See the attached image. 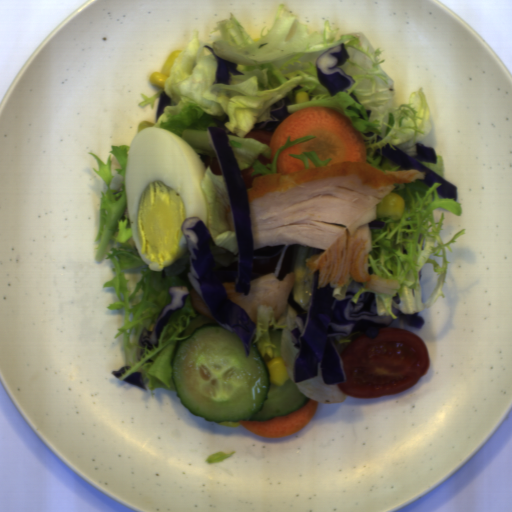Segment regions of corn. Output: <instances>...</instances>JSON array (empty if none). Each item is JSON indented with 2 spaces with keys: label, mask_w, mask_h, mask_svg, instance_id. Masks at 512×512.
<instances>
[{
  "label": "corn",
  "mask_w": 512,
  "mask_h": 512,
  "mask_svg": "<svg viewBox=\"0 0 512 512\" xmlns=\"http://www.w3.org/2000/svg\"><path fill=\"white\" fill-rule=\"evenodd\" d=\"M405 199L398 193H389L376 206L377 214L389 216L391 219H401L405 212Z\"/></svg>",
  "instance_id": "obj_1"
},
{
  "label": "corn",
  "mask_w": 512,
  "mask_h": 512,
  "mask_svg": "<svg viewBox=\"0 0 512 512\" xmlns=\"http://www.w3.org/2000/svg\"><path fill=\"white\" fill-rule=\"evenodd\" d=\"M266 370L269 374L270 384L283 386L284 382L288 379V369L284 363L282 356L273 357L266 363Z\"/></svg>",
  "instance_id": "obj_2"
},
{
  "label": "corn",
  "mask_w": 512,
  "mask_h": 512,
  "mask_svg": "<svg viewBox=\"0 0 512 512\" xmlns=\"http://www.w3.org/2000/svg\"><path fill=\"white\" fill-rule=\"evenodd\" d=\"M183 50H176L174 52H171L168 56L161 72H154L150 76V83L154 86L158 87L161 90H165L167 80L169 77V74L171 72V69L176 61V59L182 55Z\"/></svg>",
  "instance_id": "obj_3"
},
{
  "label": "corn",
  "mask_w": 512,
  "mask_h": 512,
  "mask_svg": "<svg viewBox=\"0 0 512 512\" xmlns=\"http://www.w3.org/2000/svg\"><path fill=\"white\" fill-rule=\"evenodd\" d=\"M296 103H306L309 101V93L298 91L295 94Z\"/></svg>",
  "instance_id": "obj_4"
},
{
  "label": "corn",
  "mask_w": 512,
  "mask_h": 512,
  "mask_svg": "<svg viewBox=\"0 0 512 512\" xmlns=\"http://www.w3.org/2000/svg\"><path fill=\"white\" fill-rule=\"evenodd\" d=\"M155 126L154 124L150 123V122H147V121H142L139 126H138V132L147 128V127H153Z\"/></svg>",
  "instance_id": "obj_5"
},
{
  "label": "corn",
  "mask_w": 512,
  "mask_h": 512,
  "mask_svg": "<svg viewBox=\"0 0 512 512\" xmlns=\"http://www.w3.org/2000/svg\"><path fill=\"white\" fill-rule=\"evenodd\" d=\"M220 425L229 426V427H239L241 425L240 420L238 422H219Z\"/></svg>",
  "instance_id": "obj_6"
}]
</instances>
